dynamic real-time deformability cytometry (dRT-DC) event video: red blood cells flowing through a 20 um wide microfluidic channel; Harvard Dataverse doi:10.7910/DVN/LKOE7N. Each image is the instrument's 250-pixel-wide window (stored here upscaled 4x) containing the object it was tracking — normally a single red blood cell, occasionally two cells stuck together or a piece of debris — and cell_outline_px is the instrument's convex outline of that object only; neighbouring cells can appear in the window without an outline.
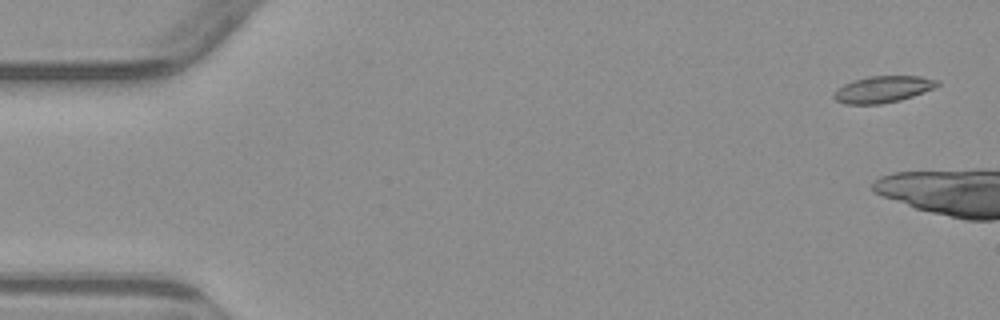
{"species": "common noctule bat (a hibernating species)", "species_latin": "Nyctalus noctula", "temperature_condition": "warm", "stored_images_in_passage": 6, "camera_frame_rate_fps": 3000, "um_per_image_px": 0.085, "animal": {"sex": "male", "body_mass_g": 23.1, "forearm_length_mm": 52.7}, "frame": {"image": 1, "passage_image": 1, "time_ms": 0.0, "image_size_px": [1000, 320], "cell_outline_px": [[940, 84], [936, 88], [900, 100], [880, 104], [844, 104], [836, 100], [832, 96], [832, 92], [836, 88], [852, 80], [868, 76], [920, 76], [940, 80]], "centroid_in_image_um": [75.03, 7.58], "position_along_channel_um": 10.0, "area_um2": 16.3}}